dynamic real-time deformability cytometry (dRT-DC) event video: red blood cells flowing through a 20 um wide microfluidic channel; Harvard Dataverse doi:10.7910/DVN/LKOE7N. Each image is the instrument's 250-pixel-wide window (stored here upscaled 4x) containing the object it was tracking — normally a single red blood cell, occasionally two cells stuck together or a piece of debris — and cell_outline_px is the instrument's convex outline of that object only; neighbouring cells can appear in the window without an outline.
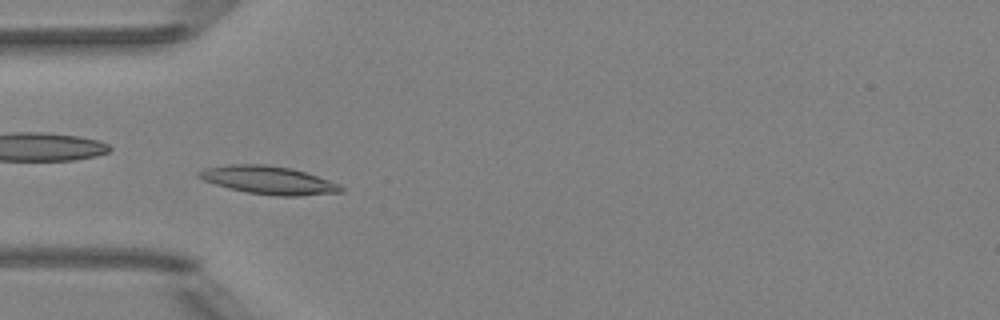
{"species": "Egyptian fruit bat (a non-hibernating species)", "species_latin": "Rousettus aegyptiacus", "temperature_condition": "room temperature", "stored_images_in_passage": 49, "camera_frame_rate_fps": 3000, "um_per_image_px": 0.085, "animal": {"sex": "female"}, "frame": {"image": 1, "passage_image": 14, "time_ms": 4.333, "image_size_px": [1000, 320], "cell_outline_px": [[344, 192], [300, 196], [276, 196], [248, 192], [228, 188], [204, 180], [196, 176], [196, 172], [204, 168], [228, 164], [264, 164], [292, 168], [340, 184], [344, 188]], "centroid_in_image_um": [22.82, 15.31], "position_along_channel_um": 62.2, "area_um2": 23.29}}
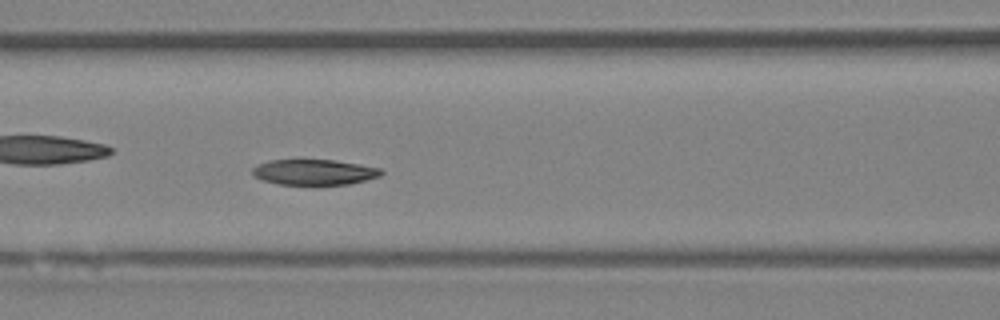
{"frame": {"image": 2, "passage_image": 20, "time_ms": 6.333, "image_size_px": [1000, 320], "cell_outline_px": [[384, 172], [380, 176], [348, 184], [276, 184], [252, 176], [252, 168], [256, 164], [268, 160], [300, 156], [336, 160], [360, 164], [380, 168]], "centroid_in_image_um": [26.62, 14.56], "position_along_channel_um": 140.0, "area_um2": 20.11}}
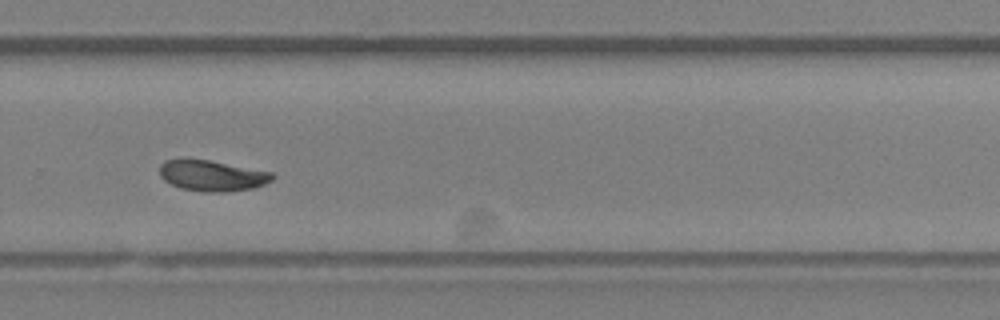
{"frame": {"image": 3, "passage_image": 33, "time_ms": 10.667, "image_size_px": [1000, 320], "cell_outline_px": [[276, 176], [272, 180], [264, 184], [252, 188], [224, 192], [204, 192], [180, 188], [164, 180], [160, 176], [160, 164], [164, 160], [180, 156], [188, 156], [272, 172]], "centroid_in_image_um": [17.96, 14.89], "position_along_channel_um": 311.8, "area_um2": 20.81}, "authors_computed_cell_mechanics": {"area_um2": 20.7502, "velocity_mm_per_s": 3.9806, "shape_relaxation_time_tau1_ms": 6.4181, "shape_relaxation_time_tau2_ms": 7.9066, "deformation_change_tau1": 0.1745, "deformation_change_tau2": 0.1274}}